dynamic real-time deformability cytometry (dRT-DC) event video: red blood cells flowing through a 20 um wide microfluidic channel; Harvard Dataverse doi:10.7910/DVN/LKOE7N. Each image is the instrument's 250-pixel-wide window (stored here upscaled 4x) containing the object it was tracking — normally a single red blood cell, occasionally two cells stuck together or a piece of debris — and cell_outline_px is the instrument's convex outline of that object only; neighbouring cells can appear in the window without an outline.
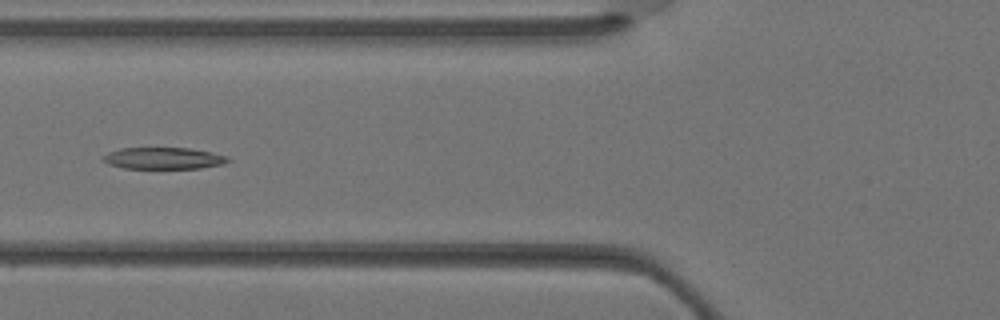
{"species": "Egyptian fruit bat (a non-hibernating species)", "species_latin": "Rousettus aegyptiacus", "temperature_condition": "warm", "stored_images_in_passage": 3, "camera_frame_rate_fps": 3000, "um_per_image_px": 0.085, "animal": {"sex": "female"}, "frame": {"image": 1, "passage_image": 3, "time_ms": 0.667, "image_size_px": [1000, 320], "cell_outline_px": [[232, 160], [224, 164], [200, 168], [124, 168], [108, 164], [100, 160], [100, 156], [108, 152], [120, 148], [188, 148], [212, 152], [228, 156]], "centroid_in_image_um": [13.88, 13.45], "position_along_channel_um": 111.9, "area_um2": 15.95}}